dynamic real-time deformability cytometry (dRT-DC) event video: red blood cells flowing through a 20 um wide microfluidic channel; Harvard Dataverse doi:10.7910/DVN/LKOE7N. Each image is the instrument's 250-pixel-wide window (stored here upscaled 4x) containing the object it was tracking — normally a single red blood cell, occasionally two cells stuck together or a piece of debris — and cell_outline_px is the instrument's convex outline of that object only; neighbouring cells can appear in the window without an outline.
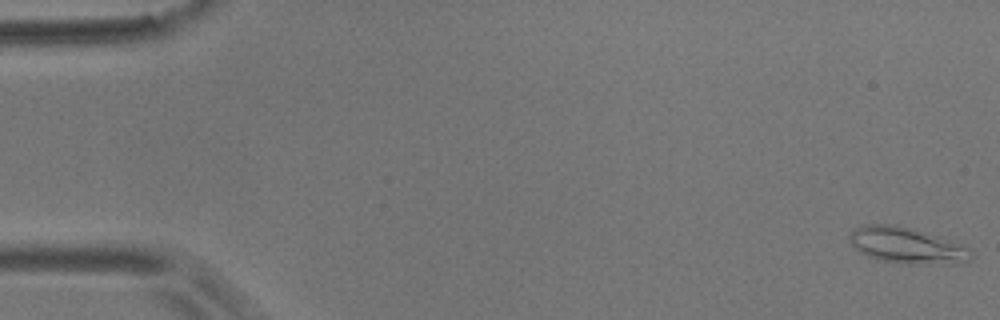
{"species": "common noctule bat (a hibernating species)", "species_latin": "Nyctalus noctula", "temperature_condition": "room temperature", "stored_images_in_passage": 4, "camera_frame_rate_fps": 3000, "um_per_image_px": 0.085, "animal": {"sex": "male", "body_mass_g": 17.9}, "frame": {"image": 1, "passage_image": 1, "time_ms": 0.0, "image_size_px": [1000, 320], "cell_outline_px": [[972, 256], [968, 260], [952, 264], [908, 264], [880, 260], [868, 256], [860, 252], [848, 240], [848, 236], [856, 228], [864, 224], [896, 224], [924, 232], [960, 244], [968, 248], [972, 252]], "centroid_in_image_um": [77.05, 20.86], "position_along_channel_um": 8.0, "area_um2": 25.32}}